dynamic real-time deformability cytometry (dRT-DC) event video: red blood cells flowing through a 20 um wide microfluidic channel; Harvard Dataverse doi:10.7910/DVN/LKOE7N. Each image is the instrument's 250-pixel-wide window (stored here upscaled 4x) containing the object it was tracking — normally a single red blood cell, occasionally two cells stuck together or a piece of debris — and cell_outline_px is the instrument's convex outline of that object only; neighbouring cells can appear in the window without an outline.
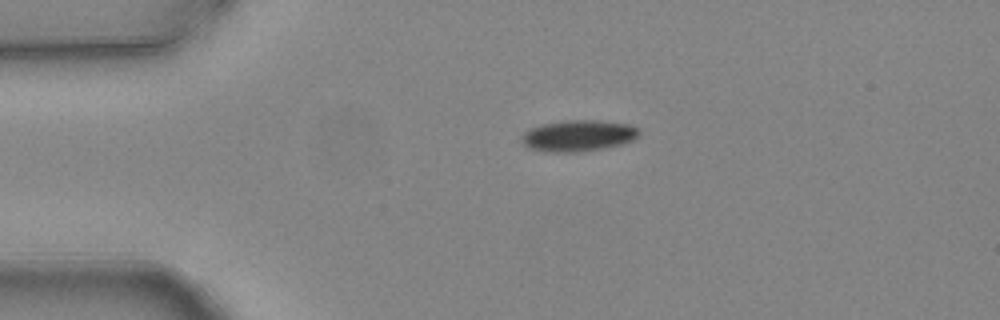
{"species": "common noctule bat (a hibernating species)", "species_latin": "Nyctalus noctula", "temperature_condition": "warm", "stored_images_in_passage": 2, "camera_frame_rate_fps": 3000, "um_per_image_px": 0.085, "animal": {"sex": "female", "body_mass_g": 24.6, "forearm_length_mm": 56.2}, "frame": {"image": 1, "passage_image": 1, "time_ms": 0.0, "image_size_px": [1000, 320], "cell_outline_px": [[640, 132], [632, 140], [624, 144], [604, 148], [576, 152], [544, 152], [528, 148], [520, 140], [520, 136], [524, 132], [540, 124], [564, 120], [596, 120], [628, 124], [640, 128]], "centroid_in_image_um": [49.12, 11.53], "position_along_channel_um": 35.9, "area_um2": 21.62}}
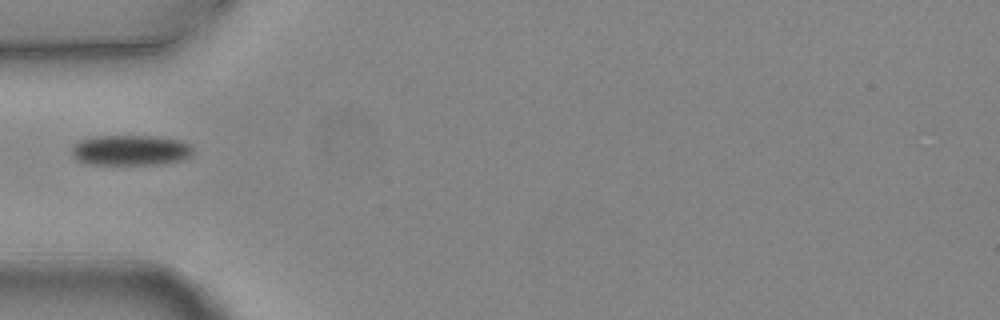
{"frame": {"image": 2, "passage_image": 2, "time_ms": 0.333, "image_size_px": [1000, 320], "cell_outline_px": [[192, 156], [180, 160], [164, 164], [88, 164], [76, 160], [72, 156], [72, 144], [80, 140], [92, 136], [156, 136], [184, 140], [192, 144]], "centroid_in_image_um": [11.11, 12.76], "position_along_channel_um": 73.9, "area_um2": 21.91}}